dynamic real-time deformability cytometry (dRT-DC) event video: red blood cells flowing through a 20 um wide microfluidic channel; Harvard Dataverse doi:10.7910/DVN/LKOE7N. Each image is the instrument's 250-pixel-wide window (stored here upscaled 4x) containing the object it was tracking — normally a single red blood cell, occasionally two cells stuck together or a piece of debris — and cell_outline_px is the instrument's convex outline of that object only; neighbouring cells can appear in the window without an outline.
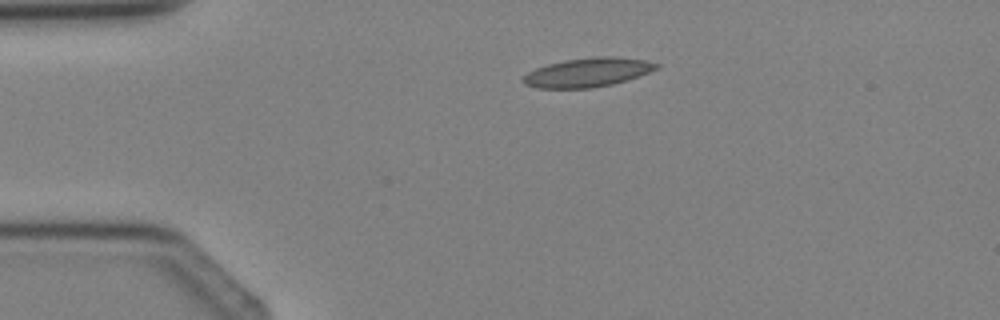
{"species": "Egyptian fruit bat (a non-hibernating species)", "species_latin": "Rousettus aegyptiacus", "temperature_condition": "cold", "stored_images_in_passage": 3, "camera_frame_rate_fps": 3000, "um_per_image_px": 0.085, "animal": {"sex": "female"}, "frame": {"image": 1, "passage_image": 2, "time_ms": 2.0, "image_size_px": [1000, 320], "cell_outline_px": [[660, 68], [612, 84], [592, 88], [536, 88], [524, 84], [520, 80], [528, 72], [536, 68], [548, 64], [564, 60], [596, 56], [612, 56], [644, 60], [660, 64]], "centroid_in_image_um": [49.91, 6.15], "position_along_channel_um": 35.1, "area_um2": 22.43}}